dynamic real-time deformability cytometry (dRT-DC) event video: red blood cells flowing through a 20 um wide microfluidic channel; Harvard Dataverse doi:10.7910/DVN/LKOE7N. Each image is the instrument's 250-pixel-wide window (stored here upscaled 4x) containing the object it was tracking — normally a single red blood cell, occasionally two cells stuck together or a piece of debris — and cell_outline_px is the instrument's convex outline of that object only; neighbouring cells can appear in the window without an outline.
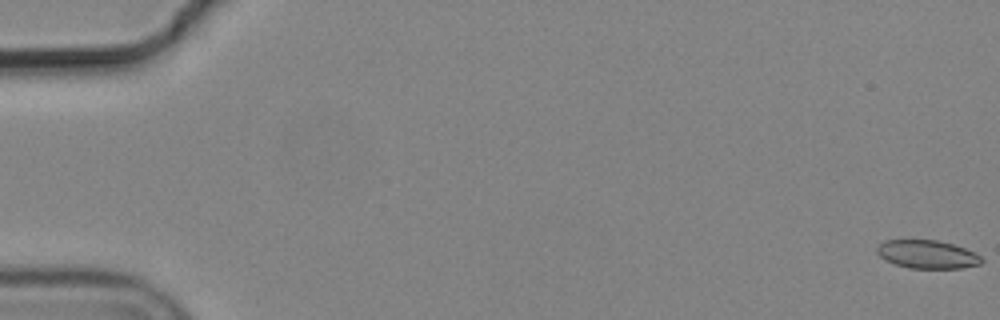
{"species": "common noctule bat (a hibernating species)", "species_latin": "Nyctalus noctula", "temperature_condition": "cold", "stored_images_in_passage": 2, "camera_frame_rate_fps": 3000, "um_per_image_px": 0.085, "animal": {"sex": "male", "body_mass_g": 19.2, "forearm_length_mm": 51.8}, "frame": {"image": 1, "passage_image": 1, "time_ms": 0.0, "image_size_px": [1000, 320], "cell_outline_px": [[984, 260], [980, 264], [964, 268], [908, 268], [896, 264], [880, 256], [876, 252], [876, 248], [884, 240], [936, 240], [952, 244], [964, 248], [980, 256]], "centroid_in_image_um": [78.82, 21.62], "position_along_channel_um": 6.2, "area_um2": 17.05}}